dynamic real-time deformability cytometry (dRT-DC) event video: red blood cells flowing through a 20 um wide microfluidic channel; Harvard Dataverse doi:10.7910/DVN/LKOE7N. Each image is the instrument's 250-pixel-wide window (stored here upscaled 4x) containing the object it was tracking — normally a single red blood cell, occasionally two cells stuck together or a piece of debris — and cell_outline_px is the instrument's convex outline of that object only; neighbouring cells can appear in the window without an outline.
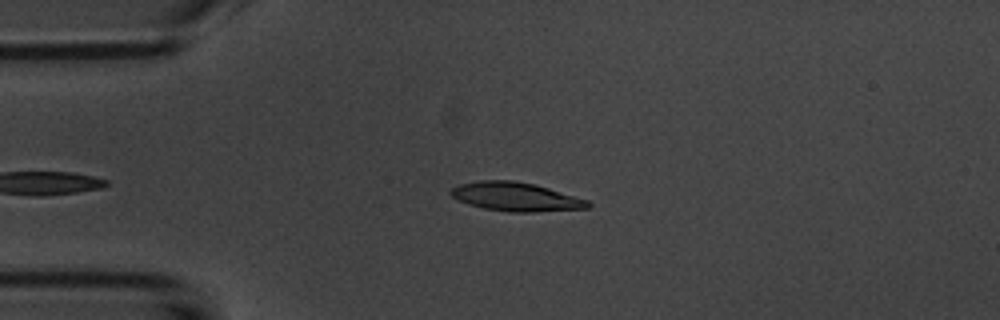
{"species": "common noctule bat (a hibernating species)", "species_latin": "Nyctalus noctula", "temperature_condition": "room temperature", "stored_images_in_passage": 41, "camera_frame_rate_fps": 3000, "um_per_image_px": 0.085, "animal": {"sex": "male", "body_mass_g": 20.1, "forearm_length_mm": 53.5}, "frame": {"image": 1, "passage_image": 4, "time_ms": 1.0, "image_size_px": [1000, 320], "cell_outline_px": [[592, 204], [588, 208], [532, 212], [508, 212], [484, 208], [468, 204], [452, 196], [448, 192], [452, 188], [460, 184], [480, 180], [512, 180], [536, 184], [588, 200]], "centroid_in_image_um": [43.85, 16.72], "position_along_channel_um": 41.2, "area_um2": 22.95}}
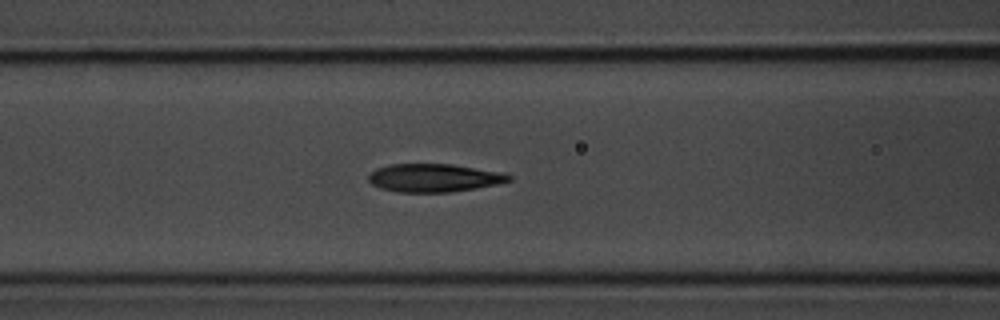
{"frame": {"image": 2, "passage_image": 13, "time_ms": 4.0, "image_size_px": [1000, 320], "cell_outline_px": [[512, 180], [496, 184], [476, 188], [452, 192], [396, 192], [380, 188], [372, 184], [368, 180], [368, 176], [376, 168], [392, 164], [452, 164], [496, 172], [512, 176]], "centroid_in_image_um": [36.83, 15.13], "position_along_channel_um": 129.8, "area_um2": 22.77}}
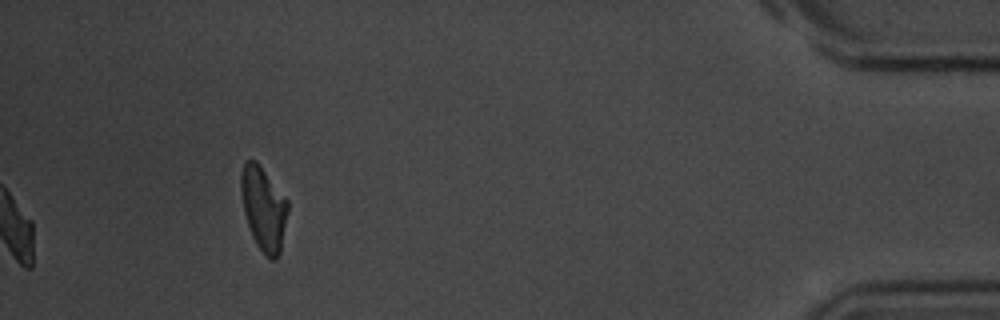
{"frame": {"image": 3, "passage_image": 41, "time_ms": 13.333, "image_size_px": [1000, 320], "cell_outline_px": [[288, 212], [280, 252], [276, 260], [272, 260], [256, 244], [252, 236], [244, 212], [240, 188], [240, 172], [244, 164], [248, 160], [256, 160], [288, 200]], "centroid_in_image_um": [22.4, 17.7], "position_along_channel_um": 412.8, "area_um2": 22.72}, "authors_computed_cell_mechanics": {"area_um2": 22.7732, "velocity_mm_per_s": 3.7096, "shape_relaxation_time_tau1_ms": 2.8498, "shape_relaxation_time_tau2_ms": 2.2522, "deformation_change_tau1": 0.1582, "deformation_change_tau2": 0.0994}}